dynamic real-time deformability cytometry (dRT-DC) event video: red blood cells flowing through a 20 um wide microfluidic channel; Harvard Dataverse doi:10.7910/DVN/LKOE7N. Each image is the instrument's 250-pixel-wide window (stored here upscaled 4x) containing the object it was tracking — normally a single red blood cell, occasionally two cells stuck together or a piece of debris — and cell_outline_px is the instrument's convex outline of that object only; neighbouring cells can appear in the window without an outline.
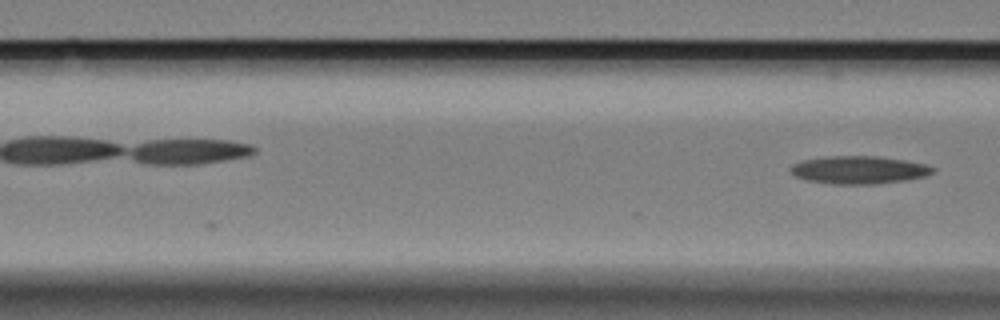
{"species": "Egyptian fruit bat (a non-hibernating species)", "species_latin": "Rousettus aegyptiacus", "temperature_condition": "cold", "stored_images_in_passage": 12, "camera_frame_rate_fps": 3000, "um_per_image_px": 0.085, "animal": {"sex": "female"}, "frame": {"image": 1, "passage_image": 12, "time_ms": 3.667, "image_size_px": [1000, 320], "cell_outline_px": [[936, 172], [928, 176], [904, 180], [876, 184], [832, 184], [808, 180], [796, 176], [788, 168], [792, 164], [804, 160], [828, 156], [876, 156], [904, 160], [928, 164], [936, 168]], "centroid_in_image_um": [73.07, 14.44], "position_along_channel_um": 93.5, "area_um2": 23.18}}